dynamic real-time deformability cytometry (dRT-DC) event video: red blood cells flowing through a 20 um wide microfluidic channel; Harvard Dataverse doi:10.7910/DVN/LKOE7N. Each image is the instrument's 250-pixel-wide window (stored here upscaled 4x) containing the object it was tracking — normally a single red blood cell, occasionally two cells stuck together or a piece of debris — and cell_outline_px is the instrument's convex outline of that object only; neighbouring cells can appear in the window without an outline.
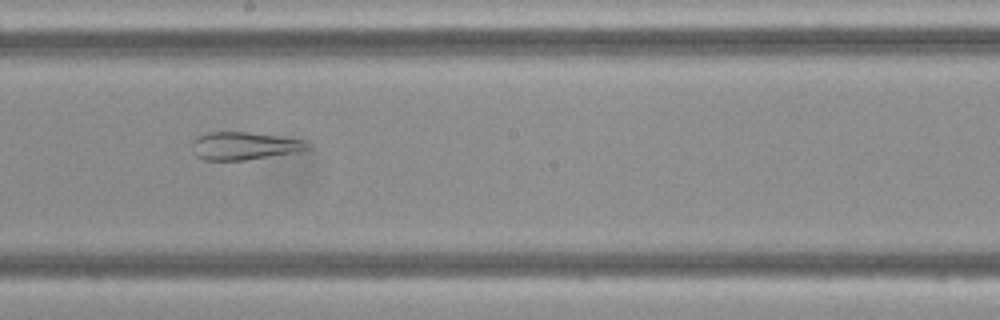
{"species": "Egyptian fruit bat (a non-hibernating species)", "species_latin": "Rousettus aegyptiacus", "temperature_condition": "cold", "stored_images_in_passage": 49, "segment_of_instrument_passage": [2, 2], "camera_frame_rate_fps": 3000, "um_per_image_px": 0.085, "frame": {"image": 1, "passage_image": 27, "time_ms": 8.667, "image_size_px": [1000, 320], "cell_outline_px": [[312, 148], [292, 152], [244, 160], [204, 160], [196, 156], [192, 152], [192, 140], [196, 136], [208, 132], [248, 132], [304, 140]], "centroid_in_image_um": [20.67, 12.39], "position_along_channel_um": 227.5, "area_um2": 18.5}}
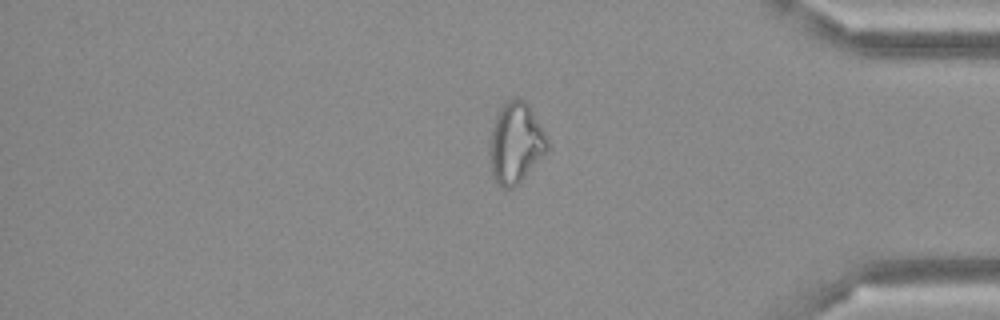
{"frame": {"image": 2, "passage_image": 41, "time_ms": 13.333, "image_size_px": [1000, 320], "cell_outline_px": [[548, 152], [512, 188], [504, 188], [492, 176], [488, 152], [492, 128], [496, 116], [500, 108], [508, 100], [516, 96], [524, 100], [528, 104], [544, 132], [548, 140]], "centroid_in_image_um": [43.82, 12.13], "position_along_channel_um": 391.4, "area_um2": 26.93}}
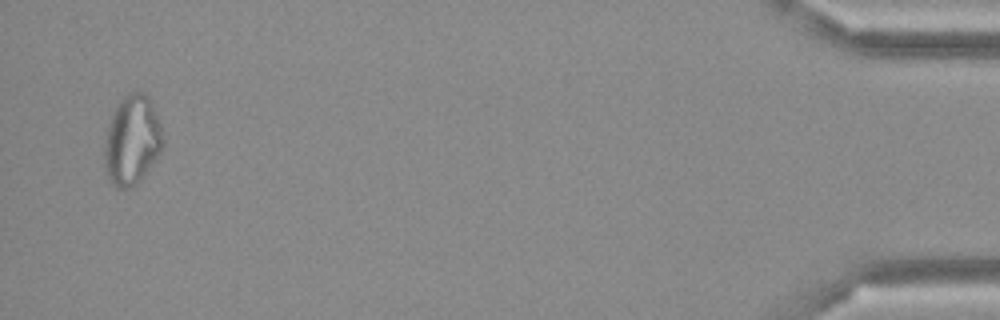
{"frame": {"image": 3, "passage_image": 48, "time_ms": 15.667, "image_size_px": [1000, 320], "cell_outline_px": [[164, 144], [156, 160], [140, 180], [132, 188], [116, 188], [112, 184], [108, 176], [104, 164], [104, 140], [108, 124], [112, 112], [116, 104], [128, 92], [144, 92], [148, 96], [152, 104], [160, 124], [164, 140]], "centroid_in_image_um": [11.21, 11.92], "position_along_channel_um": 424.0, "area_um2": 30.81}}